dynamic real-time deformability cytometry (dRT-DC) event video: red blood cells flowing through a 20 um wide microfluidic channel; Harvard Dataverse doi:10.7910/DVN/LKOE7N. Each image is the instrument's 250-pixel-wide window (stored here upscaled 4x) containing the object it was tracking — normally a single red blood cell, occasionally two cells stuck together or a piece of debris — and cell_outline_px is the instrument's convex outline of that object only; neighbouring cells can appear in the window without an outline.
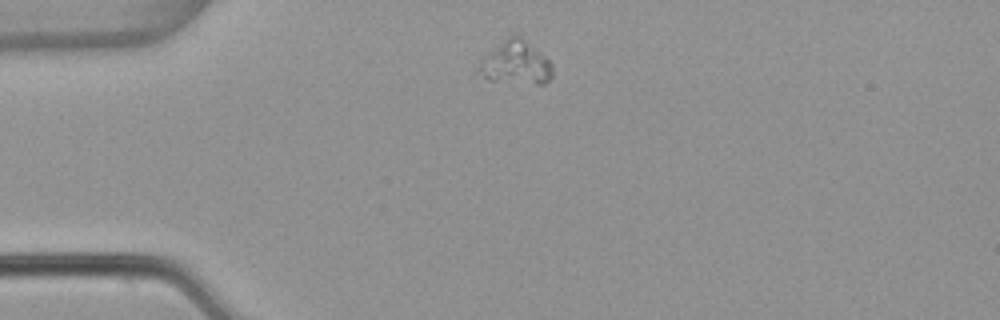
{"species": "common noctule bat (a hibernating species)", "species_latin": "Nyctalus noctula", "temperature_condition": "warm", "stored_images_in_passage": 2, "camera_frame_rate_fps": 3000, "um_per_image_px": 0.085, "animal": {"sex": "female", "body_mass_g": 22.7, "forearm_length_mm": 54.2}, "frame": {"image": 1, "passage_image": 1, "time_ms": 0.0, "image_size_px": [1000, 320], "cell_outline_px": [[552, 76], [544, 84], [536, 84], [488, 80], [476, 72], [476, 68], [508, 36], [520, 36], [540, 52], [552, 64]], "centroid_in_image_um": [43.87, 5.39], "position_along_channel_um": 41.1, "area_um2": 17.98}}